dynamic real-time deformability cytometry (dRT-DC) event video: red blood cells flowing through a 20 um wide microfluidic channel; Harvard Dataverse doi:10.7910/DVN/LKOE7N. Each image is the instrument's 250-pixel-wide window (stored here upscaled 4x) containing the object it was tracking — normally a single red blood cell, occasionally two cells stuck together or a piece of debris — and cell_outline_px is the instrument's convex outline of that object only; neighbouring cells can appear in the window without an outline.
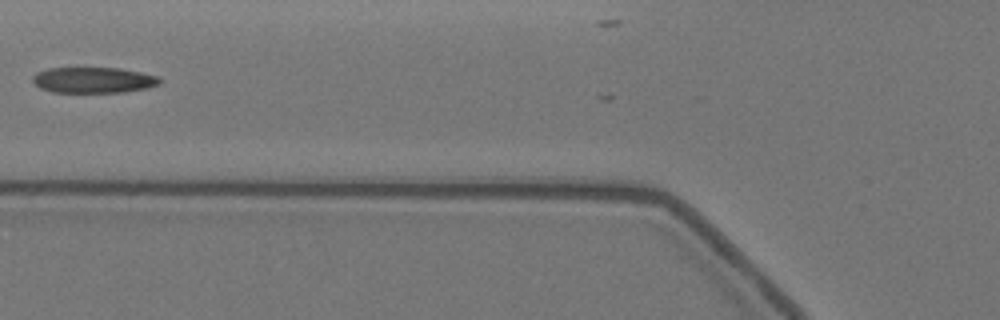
{"species": "Egyptian fruit bat (a non-hibernating species)", "species_latin": "Rousettus aegyptiacus", "temperature_condition": "warm", "stored_images_in_passage": 5, "camera_frame_rate_fps": 3000, "um_per_image_px": 0.085, "animal": {"sex": "female"}, "frame": {"image": 1, "passage_image": 3, "time_ms": 0.667, "image_size_px": [1000, 320], "cell_outline_px": [[156, 84], [144, 88], [124, 92], [52, 92], [40, 88], [36, 84], [36, 80], [40, 76], [60, 68], [104, 68], [128, 72], [148, 76], [156, 80]], "centroid_in_image_um": [7.89, 6.86], "position_along_channel_um": 117.9, "area_um2": 16.99}}